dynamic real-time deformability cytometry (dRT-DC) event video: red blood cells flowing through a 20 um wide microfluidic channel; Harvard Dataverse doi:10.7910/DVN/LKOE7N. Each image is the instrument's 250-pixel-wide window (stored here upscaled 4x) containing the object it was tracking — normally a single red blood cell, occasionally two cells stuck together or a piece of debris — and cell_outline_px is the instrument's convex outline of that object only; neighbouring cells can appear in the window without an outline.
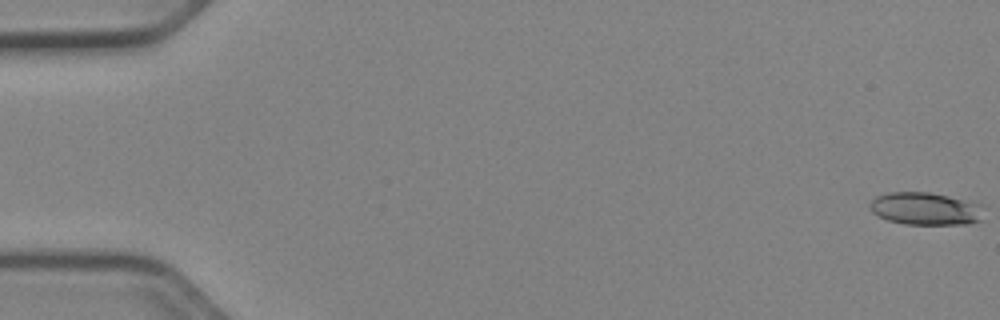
{"species": "Egyptian fruit bat (a non-hibernating species)", "species_latin": "Rousettus aegyptiacus", "temperature_condition": "cold", "stored_images_in_passage": 53, "camera_frame_rate_fps": 3000, "um_per_image_px": 0.085, "animal": {"sex": "female"}, "frame": {"image": 1, "passage_image": 1, "time_ms": 0.0, "image_size_px": [1000, 320], "cell_outline_px": [[980, 220], [968, 224], [904, 224], [888, 220], [872, 212], [868, 208], [868, 204], [876, 196], [888, 192], [928, 192], [948, 196], [980, 204]], "centroid_in_image_um": [78.58, 17.73], "position_along_channel_um": 6.4, "area_um2": 21.39}}
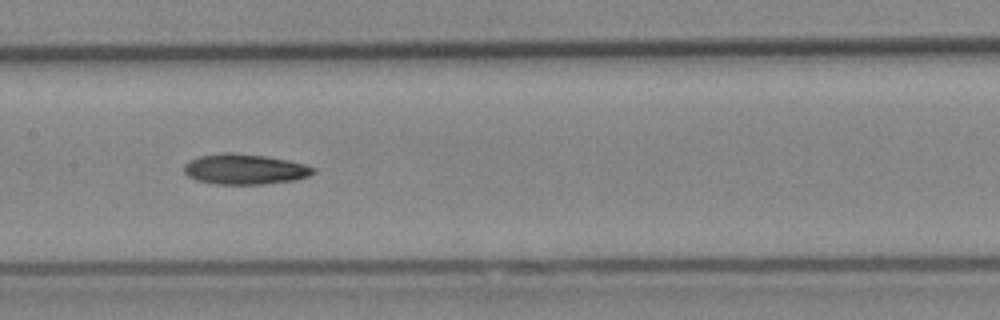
{"frame": {"image": 2, "passage_image": 27, "time_ms": 8.667, "image_size_px": [1000, 320], "cell_outline_px": [[316, 172], [308, 176], [296, 180], [264, 184], [216, 184], [196, 180], [188, 176], [184, 172], [184, 164], [200, 156], [224, 152], [232, 152], [264, 156], [288, 160], [304, 164], [316, 168]], "centroid_in_image_um": [20.82, 14.38], "position_along_channel_um": 186.6, "area_um2": 22.89}}
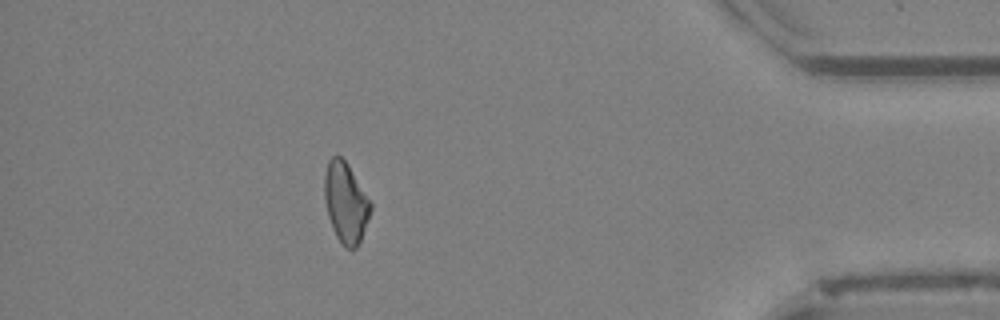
{"frame": {"image": 3, "passage_image": 47, "time_ms": 15.333, "image_size_px": [1000, 320], "cell_outline_px": [[372, 208], [360, 244], [352, 252], [344, 248], [336, 236], [332, 228], [328, 216], [324, 200], [324, 172], [328, 160], [332, 156], [340, 156], [348, 164], [372, 204]], "centroid_in_image_um": [29.38, 17.27], "position_along_channel_um": 405.8, "area_um2": 21.96}}